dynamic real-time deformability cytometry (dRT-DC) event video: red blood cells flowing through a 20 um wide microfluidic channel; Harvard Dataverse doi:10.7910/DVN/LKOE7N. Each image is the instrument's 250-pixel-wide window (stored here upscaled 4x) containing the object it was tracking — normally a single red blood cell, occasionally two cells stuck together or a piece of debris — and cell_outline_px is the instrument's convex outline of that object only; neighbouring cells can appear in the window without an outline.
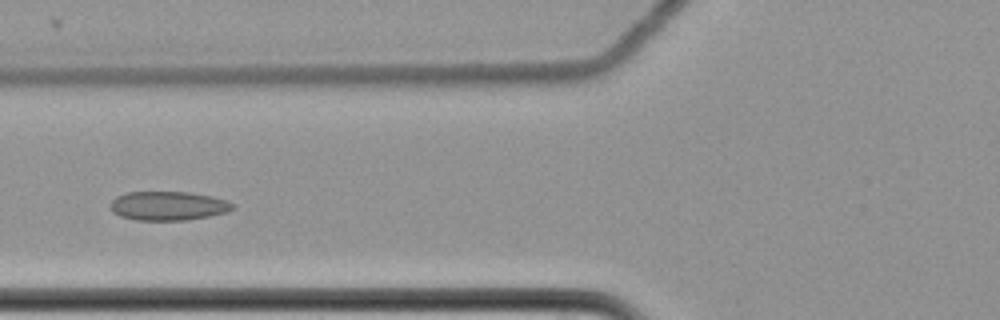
{"species": "common noctule bat (a hibernating species)", "species_latin": "Nyctalus noctula", "temperature_condition": "cold", "stored_images_in_passage": 10, "camera_frame_rate_fps": 3000, "um_per_image_px": 0.085, "animal": {"sex": "female", "body_mass_g": 22.7, "forearm_length_mm": 54.2}, "frame": {"image": 1, "passage_image": 5, "time_ms": 1.333, "image_size_px": [1000, 320], "cell_outline_px": [[236, 208], [228, 212], [208, 216], [184, 220], [136, 220], [120, 216], [112, 212], [112, 200], [116, 196], [128, 192], [188, 192], [212, 196], [228, 200], [236, 204]], "centroid_in_image_um": [14.35, 17.49], "position_along_channel_um": 111.4, "area_um2": 20.75}}
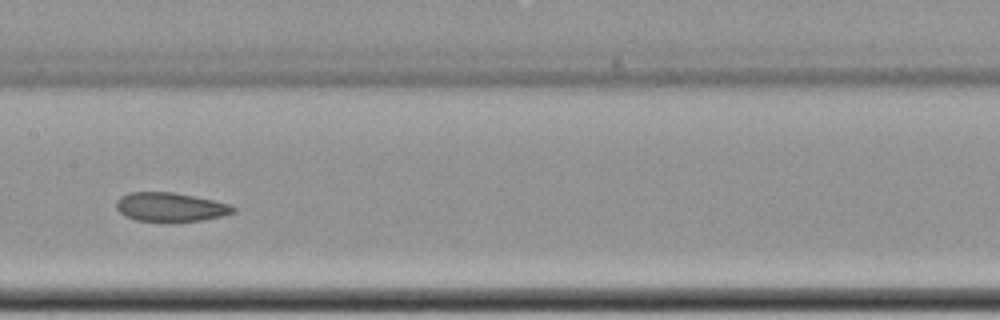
{"frame": {"image": 2, "passage_image": 7, "time_ms": 2.0, "image_size_px": [1000, 320], "cell_outline_px": [[236, 212], [220, 216], [200, 220], [172, 224], [136, 220], [124, 216], [116, 208], [116, 200], [120, 196], [128, 192], [172, 192], [232, 204], [236, 208]], "centroid_in_image_um": [14.46, 17.63], "position_along_channel_um": 192.9, "area_um2": 20.29}}
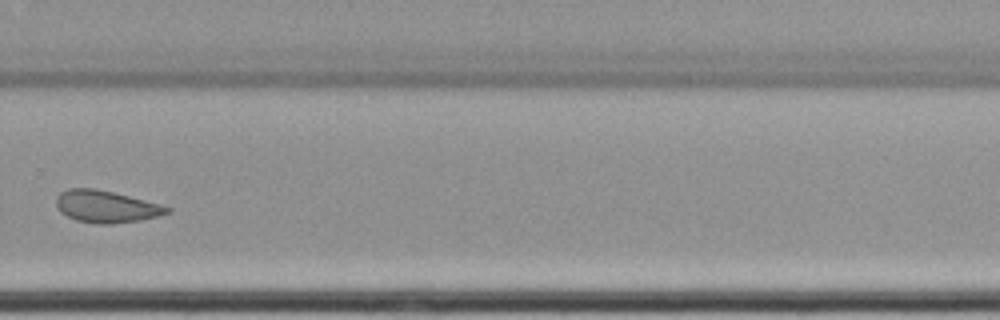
{"frame": {"image": 3, "passage_image": 10, "time_ms": 3.0, "image_size_px": [1000, 320], "cell_outline_px": [[172, 212], [160, 216], [140, 220], [108, 224], [100, 224], [76, 220], [60, 212], [56, 204], [56, 196], [60, 192], [68, 188], [92, 188], [112, 192], [160, 204], [172, 208]], "centroid_in_image_um": [9.03, 17.56], "position_along_channel_um": 320.8, "area_um2": 20.63}}